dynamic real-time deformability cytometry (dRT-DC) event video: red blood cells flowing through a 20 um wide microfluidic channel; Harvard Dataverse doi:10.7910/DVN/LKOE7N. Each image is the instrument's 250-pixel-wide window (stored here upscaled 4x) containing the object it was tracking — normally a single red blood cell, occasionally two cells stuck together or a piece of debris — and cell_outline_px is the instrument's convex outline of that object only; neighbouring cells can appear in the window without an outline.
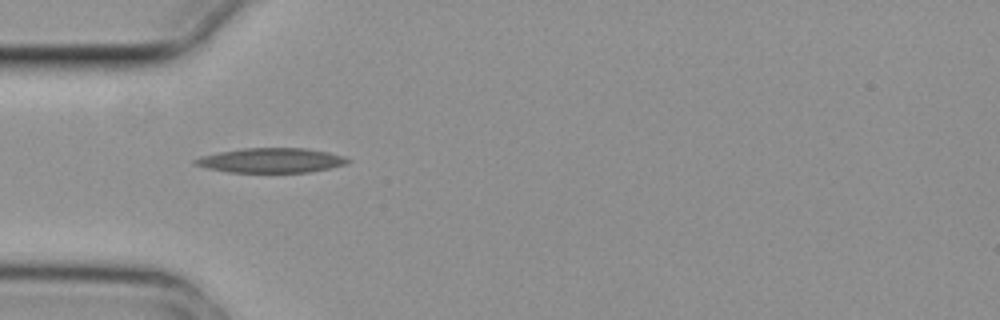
{"species": "common noctule bat (a hibernating species)", "species_latin": "Nyctalus noctula", "temperature_condition": "cold", "stored_images_in_passage": 2, "camera_frame_rate_fps": 3000, "um_per_image_px": 0.085, "animal": {"sex": "female", "body_mass_g": 29.2, "forearm_length_mm": 56.3}, "frame": {"image": 1, "passage_image": 1, "time_ms": 0.0, "image_size_px": [1000, 320], "cell_outline_px": [[352, 160], [344, 164], [328, 168], [308, 172], [228, 172], [208, 168], [192, 164], [192, 160], [200, 156], [220, 152], [244, 148], [304, 148], [328, 152], [344, 156]], "centroid_in_image_um": [23.01, 13.63], "position_along_channel_um": 62.0, "area_um2": 21.79}}
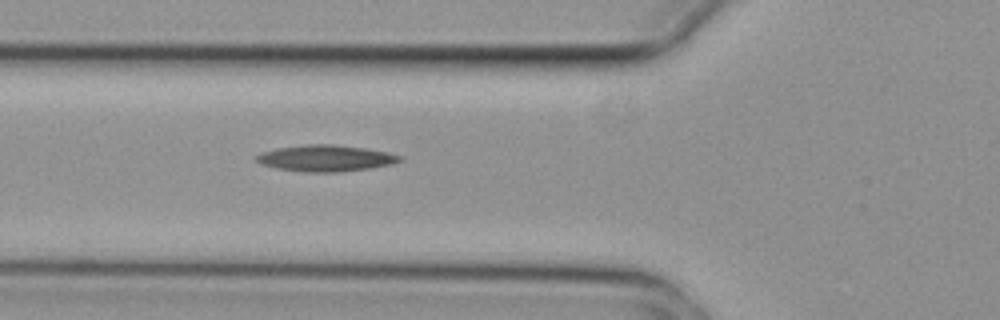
{"frame": {"image": 2, "passage_image": 2, "time_ms": 0.333, "image_size_px": [1000, 320], "cell_outline_px": [[404, 160], [392, 164], [368, 168], [340, 172], [304, 172], [276, 168], [260, 164], [256, 160], [256, 156], [260, 152], [276, 148], [304, 144], [332, 144], [364, 148], [388, 152], [400, 156]], "centroid_in_image_um": [27.65, 13.44], "position_along_channel_um": 98.2, "area_um2": 22.08}}